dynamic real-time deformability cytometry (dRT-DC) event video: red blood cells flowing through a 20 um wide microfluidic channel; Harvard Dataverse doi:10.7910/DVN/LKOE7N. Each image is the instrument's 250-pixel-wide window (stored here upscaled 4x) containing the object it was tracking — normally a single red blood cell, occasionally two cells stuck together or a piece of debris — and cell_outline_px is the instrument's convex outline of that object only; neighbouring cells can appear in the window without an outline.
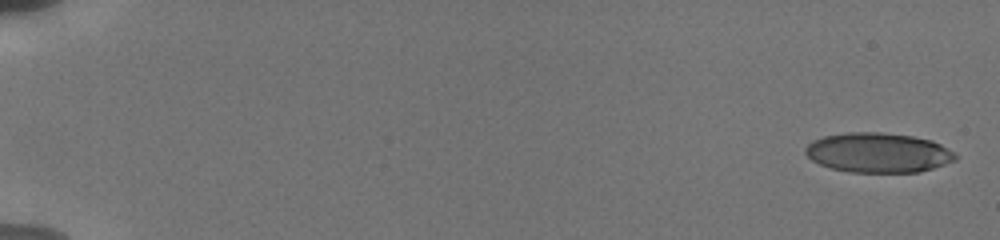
{"species": "human", "species_latin": "Homo sapiens", "temperature_condition": "cold", "stored_images_in_passage": 13, "camera_frame_rate_fps": 3000, "um_per_image_px": 0.085, "donor": {"sex": "male"}, "frame": {"image": 1, "passage_image": 1, "time_ms": 0.0, "image_size_px": [1000, 240], "cell_outline_px": [[956, 160], [920, 172], [848, 172], [832, 168], [820, 164], [812, 160], [804, 152], [804, 148], [812, 140], [824, 136], [848, 132], [880, 132], [912, 136], [932, 140], [940, 144], [952, 152], [956, 156]], "centroid_in_image_um": [74.61, 12.97], "position_along_channel_um": 10.4, "area_um2": 34.62}}
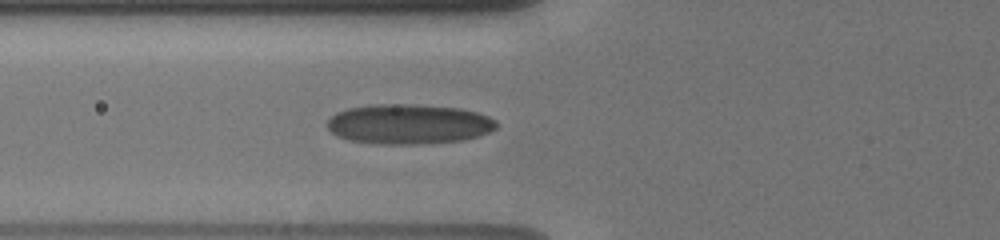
{"frame": {"image": 2, "passage_image": 10, "time_ms": 7.0, "image_size_px": [1000, 240], "cell_outline_px": [[496, 128], [480, 136], [464, 140], [420, 144], [376, 144], [348, 140], [336, 136], [328, 128], [328, 120], [336, 112], [348, 108], [372, 104], [412, 104], [460, 108], [476, 112], [488, 116], [496, 120]], "centroid_in_image_um": [34.73, 10.55], "position_along_channel_um": 91.1, "area_um2": 39.59}}
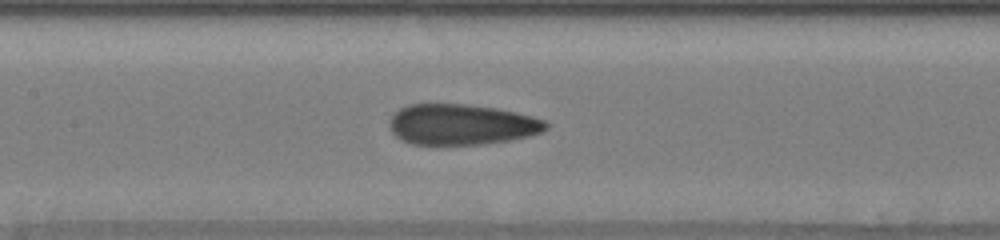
{"frame": {"image": 3, "passage_image": 13, "time_ms": 9.0, "image_size_px": [1000, 240], "cell_outline_px": [[548, 128], [544, 132], [528, 136], [508, 140], [480, 144], [412, 144], [396, 136], [392, 132], [388, 124], [388, 120], [392, 112], [408, 104], [468, 104], [496, 108], [516, 112], [532, 116], [544, 120], [548, 124]], "centroid_in_image_um": [39.2, 10.57], "position_along_channel_um": 168.2, "area_um2": 37.22}}